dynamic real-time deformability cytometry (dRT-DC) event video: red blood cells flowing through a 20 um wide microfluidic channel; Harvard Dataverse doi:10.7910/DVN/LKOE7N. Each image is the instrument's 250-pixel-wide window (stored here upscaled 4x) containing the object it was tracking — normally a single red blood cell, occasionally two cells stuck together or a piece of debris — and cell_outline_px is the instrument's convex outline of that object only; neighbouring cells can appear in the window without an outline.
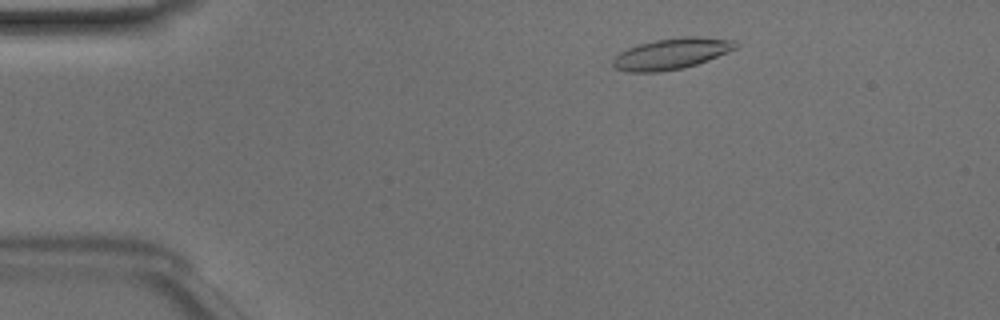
{"species": "Egyptian fruit bat (a non-hibernating species)", "species_latin": "Rousettus aegyptiacus", "temperature_condition": "room temperature", "stored_images_in_passage": 47, "camera_frame_rate_fps": 3000, "um_per_image_px": 0.085, "animal": {"sex": "male"}, "frame": {"image": 1, "passage_image": 6, "time_ms": 1.667, "image_size_px": [1000, 320], "cell_outline_px": [[740, 44], [736, 48], [708, 60], [684, 68], [656, 72], [628, 72], [616, 68], [612, 64], [612, 60], [620, 52], [628, 48], [640, 44], [656, 40], [684, 36], [696, 36], [736, 40]], "centroid_in_image_um": [57.1, 4.56], "position_along_channel_um": 27.9, "area_um2": 22.08}}
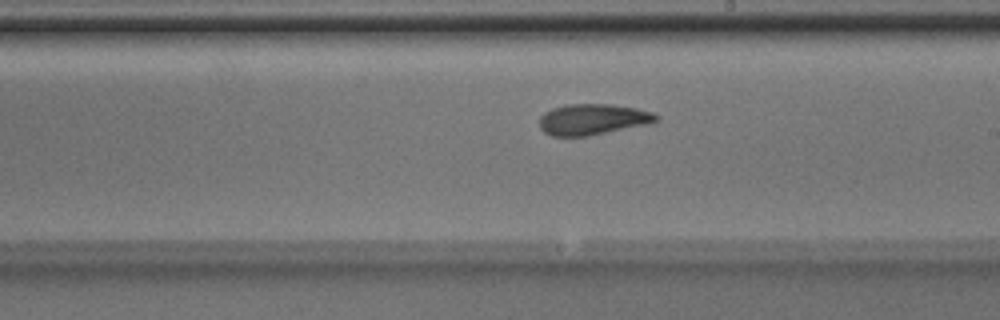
{"frame": {"image": 2, "passage_image": 26, "time_ms": 8.333, "image_size_px": [1000, 320], "cell_outline_px": [[660, 116], [652, 124], [588, 136], [552, 136], [544, 132], [540, 128], [540, 116], [544, 112], [552, 108], [564, 104], [612, 104], [636, 108], [652, 112]], "centroid_in_image_um": [50.4, 10.14], "position_along_channel_um": 238.6, "area_um2": 21.33}}
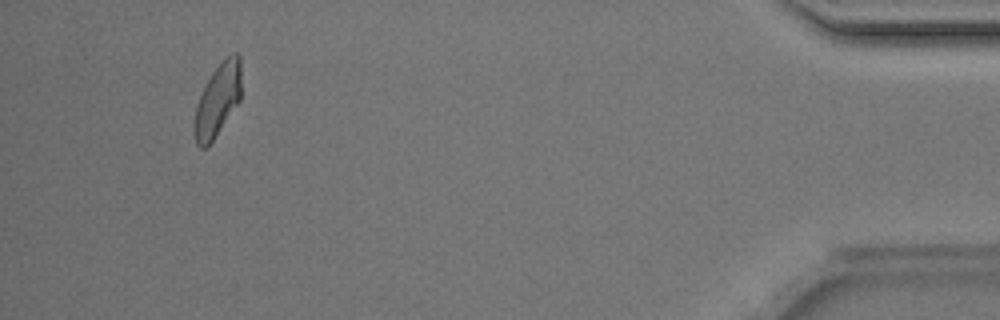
{"frame": {"image": 3, "passage_image": 44, "time_ms": 14.333, "image_size_px": [1000, 320], "cell_outline_px": [[240, 100], [212, 140], [204, 148], [200, 148], [196, 144], [192, 128], [196, 104], [212, 72], [232, 52], [236, 52], [240, 56]], "centroid_in_image_um": [18.47, 8.52], "position_along_channel_um": 416.7, "area_um2": 19.48}, "authors_computed_cell_mechanics": {"area_um2": 20.9814, "velocity_mm_per_s": 4.1166, "shape_relaxation_time_tau1_ms": 5.8889, "shape_relaxation_time_tau2_ms": 2.1761, "deformation_change_tau1": 0.1926, "deformation_change_tau2": 0.1045}}